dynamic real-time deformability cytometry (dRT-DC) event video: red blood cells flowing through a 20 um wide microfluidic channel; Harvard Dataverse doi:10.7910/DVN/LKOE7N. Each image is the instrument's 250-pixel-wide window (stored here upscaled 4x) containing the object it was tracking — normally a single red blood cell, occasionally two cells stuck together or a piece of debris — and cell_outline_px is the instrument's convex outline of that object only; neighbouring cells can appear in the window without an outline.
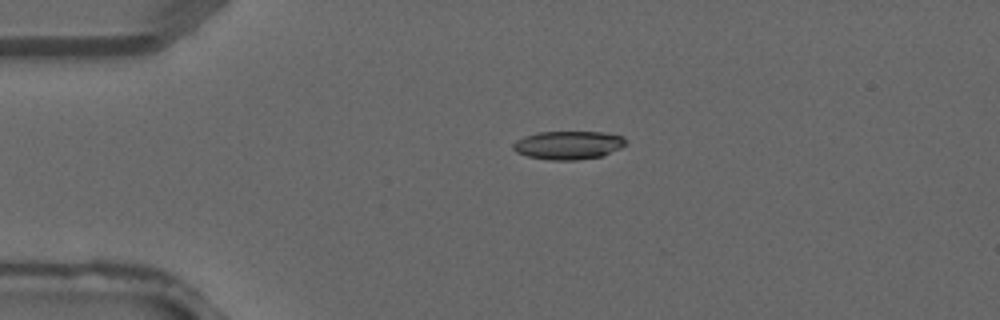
{"species": "common noctule bat (a hibernating species)", "species_latin": "Nyctalus noctula", "temperature_condition": "warm", "stored_images_in_passage": 3, "camera_frame_rate_fps": 3000, "um_per_image_px": 0.085, "animal": {"sex": "male", "forearm_length_mm": 52.5}, "frame": {"image": 1, "passage_image": 3, "time_ms": 0.667, "image_size_px": [1000, 320], "cell_outline_px": [[624, 144], [620, 148], [600, 156], [576, 160], [552, 160], [528, 156], [516, 152], [512, 148], [512, 144], [516, 140], [524, 136], [540, 132], [600, 132], [624, 136]], "centroid_in_image_um": [48.26, 12.33], "position_along_channel_um": 36.7, "area_um2": 18.38}}